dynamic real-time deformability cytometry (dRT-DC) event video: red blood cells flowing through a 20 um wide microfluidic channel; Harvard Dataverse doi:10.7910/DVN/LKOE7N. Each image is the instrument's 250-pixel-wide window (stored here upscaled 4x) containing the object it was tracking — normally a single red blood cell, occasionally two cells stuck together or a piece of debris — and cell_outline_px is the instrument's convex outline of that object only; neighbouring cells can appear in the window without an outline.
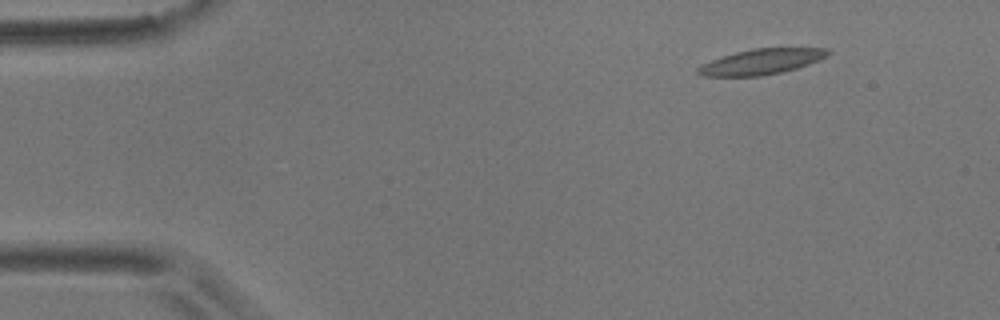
{"species": "common noctule bat (a hibernating species)", "species_latin": "Nyctalus noctula", "temperature_condition": "room temperature", "stored_images_in_passage": 2, "camera_frame_rate_fps": 3000, "um_per_image_px": 0.085, "animal": {"sex": "male", "body_mass_g": 17.9}, "frame": {"image": 1, "passage_image": 1, "time_ms": 0.0, "image_size_px": [1000, 320], "cell_outline_px": [[832, 52], [808, 64], [796, 68], [780, 72], [760, 76], [700, 76], [696, 72], [696, 68], [712, 60], [736, 52], [752, 48], [828, 48]], "centroid_in_image_um": [64.69, 5.24], "position_along_channel_um": 20.3, "area_um2": 18.96}}